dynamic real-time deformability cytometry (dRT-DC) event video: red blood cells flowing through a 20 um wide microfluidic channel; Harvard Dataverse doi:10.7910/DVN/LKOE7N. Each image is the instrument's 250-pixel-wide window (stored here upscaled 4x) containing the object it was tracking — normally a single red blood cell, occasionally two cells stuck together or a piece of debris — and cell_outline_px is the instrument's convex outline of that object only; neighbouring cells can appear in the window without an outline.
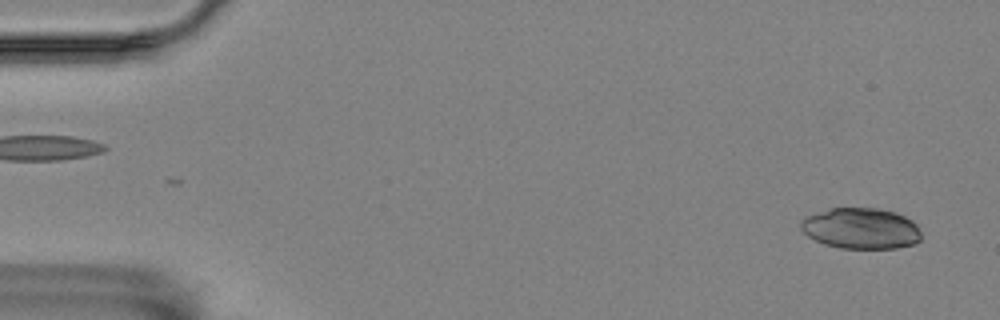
{"species": "Egyptian fruit bat (a non-hibernating species)", "species_latin": "Rousettus aegyptiacus", "temperature_condition": "room temperature", "stored_images_in_passage": 16, "camera_frame_rate_fps": 3000, "um_per_image_px": 0.085, "animal": {"sex": "female"}, "frame": {"image": 1, "passage_image": 2, "time_ms": 0.333, "image_size_px": [1000, 320], "cell_outline_px": [[920, 240], [916, 244], [896, 248], [840, 248], [824, 244], [808, 236], [800, 228], [800, 224], [808, 216], [832, 208], [876, 208], [896, 212], [912, 220], [916, 224], [920, 232]], "centroid_in_image_um": [73.22, 19.42], "position_along_channel_um": 11.8, "area_um2": 28.55}}
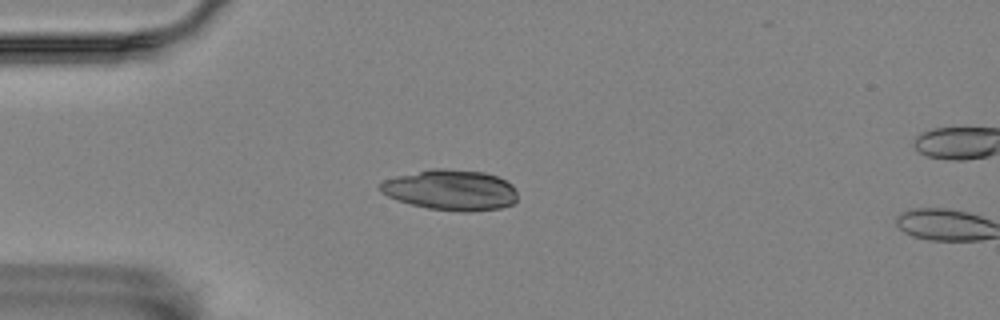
{"frame": {"image": 2, "passage_image": 14, "time_ms": 4.333, "image_size_px": [1000, 320], "cell_outline_px": [[516, 200], [512, 204], [500, 208], [472, 212], [460, 212], [428, 208], [412, 204], [388, 196], [380, 192], [380, 184], [384, 180], [432, 168], [440, 168], [484, 172], [496, 176], [512, 184], [516, 188]], "centroid_in_image_um": [38.36, 16.16], "position_along_channel_um": 46.6, "area_um2": 32.19}}